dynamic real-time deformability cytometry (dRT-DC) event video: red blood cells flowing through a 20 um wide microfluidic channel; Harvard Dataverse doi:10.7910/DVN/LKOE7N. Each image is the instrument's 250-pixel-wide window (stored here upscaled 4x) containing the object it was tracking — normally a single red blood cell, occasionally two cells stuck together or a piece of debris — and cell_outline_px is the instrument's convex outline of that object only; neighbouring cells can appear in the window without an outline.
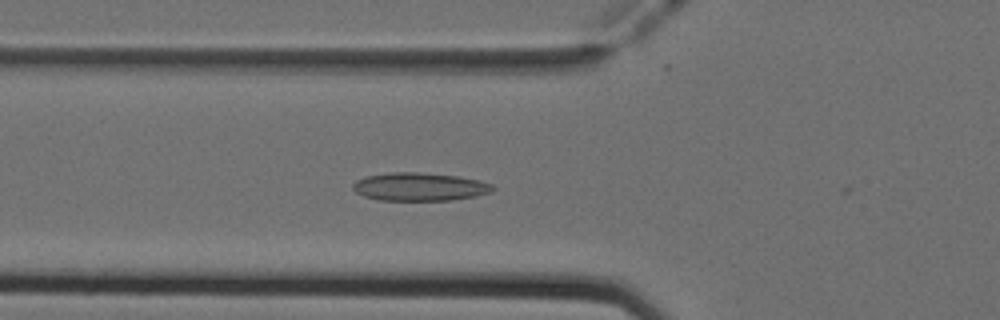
{"species": "Egyptian fruit bat (a non-hibernating species)", "species_latin": "Rousettus aegyptiacus", "temperature_condition": "cold", "stored_images_in_passage": 40, "camera_frame_rate_fps": 3000, "um_per_image_px": 0.085, "animal": {"sex": "female"}, "frame": {"image": 1, "passage_image": 7, "time_ms": 2.0, "image_size_px": [1000, 320], "cell_outline_px": [[496, 188], [492, 192], [476, 196], [452, 200], [380, 200], [364, 196], [356, 192], [352, 188], [352, 184], [356, 180], [368, 176], [392, 172], [416, 172], [460, 176], [480, 180], [492, 184]], "centroid_in_image_um": [35.71, 15.87], "position_along_channel_um": 90.1, "area_um2": 23.0}}
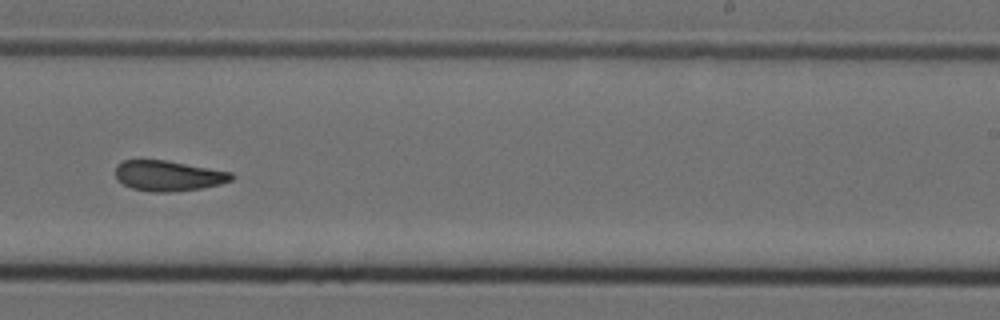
{"frame": {"image": 2, "passage_image": 21, "time_ms": 6.667, "image_size_px": [1000, 320], "cell_outline_px": [[236, 176], [232, 180], [220, 184], [200, 188], [172, 192], [148, 192], [132, 188], [116, 180], [116, 164], [124, 160], [164, 160], [232, 172]], "centroid_in_image_um": [14.3, 14.94], "position_along_channel_um": 274.7, "area_um2": 20.58}}
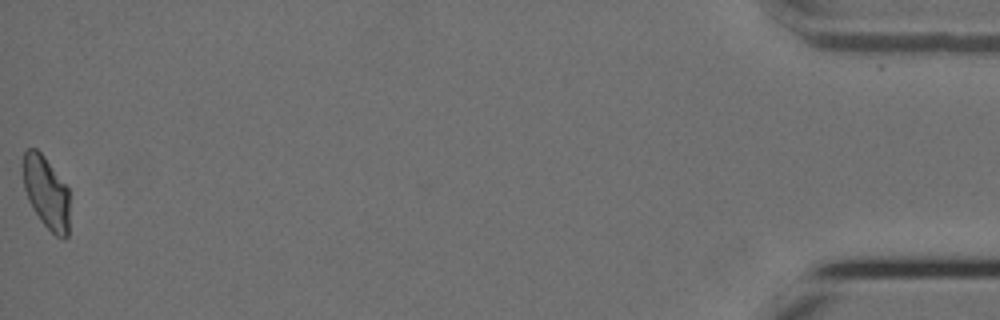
{"frame": {"image": 3, "passage_image": 40, "time_ms": 13.0, "image_size_px": [1000, 320], "cell_outline_px": [[68, 236], [64, 240], [56, 236], [40, 220], [28, 200], [24, 188], [24, 152], [28, 148], [36, 148], [44, 156], [68, 188]], "centroid_in_image_um": [3.94, 16.38], "position_along_channel_um": 431.3, "area_um2": 19.31}, "authors_computed_cell_mechanics": {"area_um2": 20.9525, "velocity_mm_per_s": 3.9509, "shape_relaxation_time_tau1_ms": null, "shape_relaxation_time_tau2_ms": 3.6086, "deformation_change_tau1": null, "deformation_change_tau2": 0.1198}}